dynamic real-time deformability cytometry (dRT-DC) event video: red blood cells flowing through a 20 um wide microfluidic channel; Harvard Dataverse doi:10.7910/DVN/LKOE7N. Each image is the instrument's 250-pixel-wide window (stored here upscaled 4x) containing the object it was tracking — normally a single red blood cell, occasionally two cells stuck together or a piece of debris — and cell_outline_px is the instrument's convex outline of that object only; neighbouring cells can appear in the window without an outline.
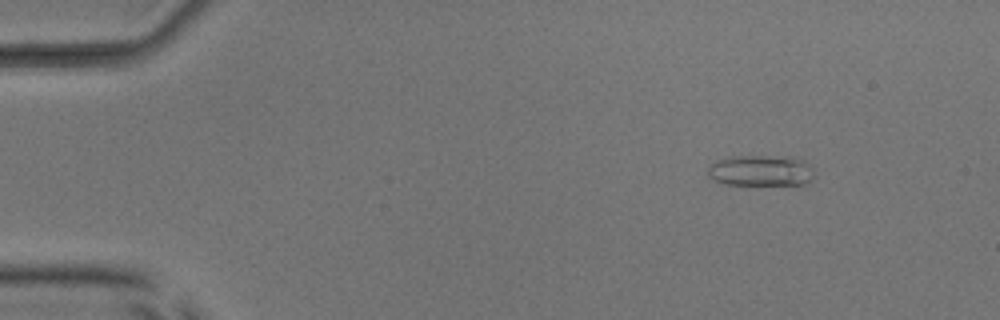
{"species": "common noctule bat (a hibernating species)", "species_latin": "Nyctalus noctula", "temperature_condition": "room temperature", "stored_images_in_passage": 46, "camera_frame_rate_fps": 3000, "um_per_image_px": 0.085, "animal": {"sex": "male", "body_mass_g": 17.9, "forearm_length_mm": 54.2}, "frame": {"image": 1, "passage_image": 1, "time_ms": 0.0, "image_size_px": [1000, 320], "cell_outline_px": [[812, 180], [804, 184], [724, 184], [708, 176], [708, 164], [716, 160], [732, 156], [792, 156], [804, 160], [812, 168]], "centroid_in_image_um": [64.65, 14.48], "position_along_channel_um": 20.3, "area_um2": 19.25}}
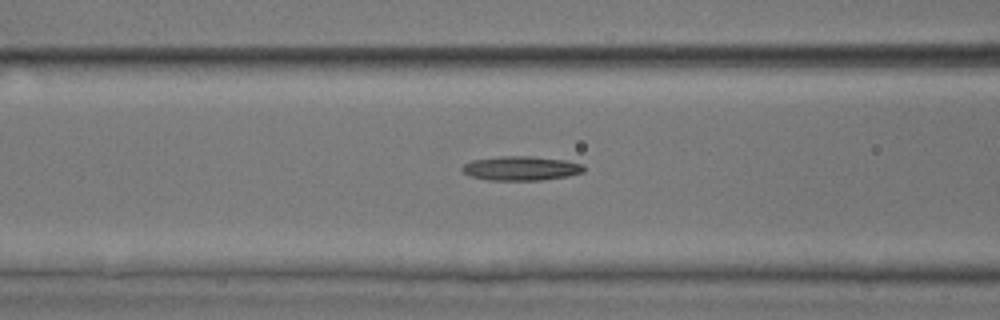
{"frame": {"image": 2, "passage_image": 16, "time_ms": 5.0, "image_size_px": [1000, 320], "cell_outline_px": [[584, 172], [568, 176], [540, 180], [488, 180], [472, 176], [464, 172], [460, 168], [464, 164], [472, 160], [500, 156], [532, 156], [564, 160], [584, 164]], "centroid_in_image_um": [44.3, 14.3], "position_along_channel_um": 122.3, "area_um2": 17.17}}
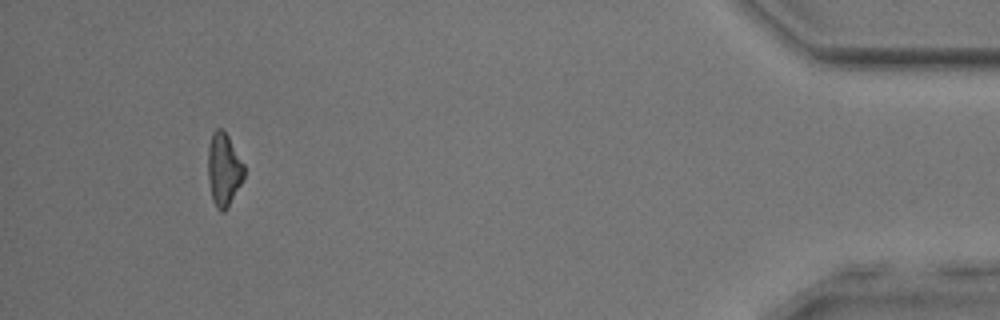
{"frame": {"image": 3, "passage_image": 43, "time_ms": 14.0, "image_size_px": [1000, 320], "cell_outline_px": [[244, 176], [228, 208], [224, 212], [220, 212], [216, 208], [212, 200], [208, 180], [208, 148], [212, 132], [216, 128], [220, 128], [228, 136], [244, 164]], "centroid_in_image_um": [19.0, 14.43], "position_along_channel_um": 416.2, "area_um2": 15.37}}